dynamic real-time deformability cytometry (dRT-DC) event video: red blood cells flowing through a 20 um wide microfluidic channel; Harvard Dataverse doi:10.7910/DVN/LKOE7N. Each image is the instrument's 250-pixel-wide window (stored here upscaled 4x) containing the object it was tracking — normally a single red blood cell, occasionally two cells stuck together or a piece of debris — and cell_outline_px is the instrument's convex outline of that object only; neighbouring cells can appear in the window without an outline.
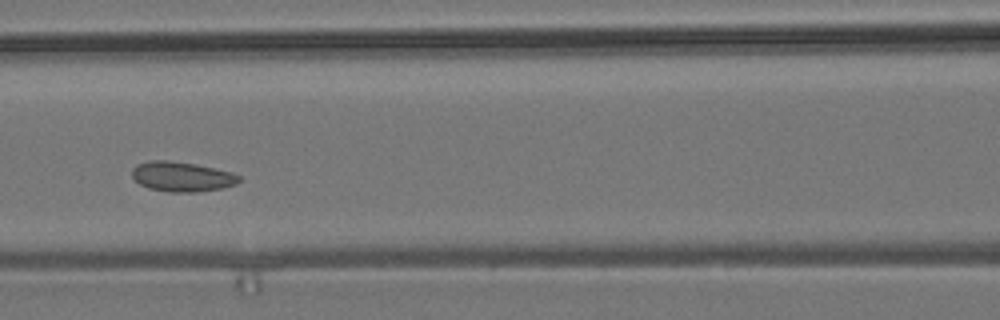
{"species": "common noctule bat (a hibernating species)", "species_latin": "Nyctalus noctula", "temperature_condition": "room temperature", "stored_images_in_passage": 7, "camera_frame_rate_fps": 3000, "um_per_image_px": 0.085, "animal": {"sex": "male", "body_mass_g": 19.2, "forearm_length_mm": 51.8}, "frame": {"image": 1, "passage_image": 5, "time_ms": 4.667, "image_size_px": [1000, 320], "cell_outline_px": [[240, 180], [236, 184], [224, 188], [196, 192], [168, 192], [148, 188], [140, 184], [132, 176], [132, 168], [136, 164], [152, 160], [168, 160], [192, 164], [232, 172], [240, 176]], "centroid_in_image_um": [15.45, 15.02], "position_along_channel_um": 151.2, "area_um2": 18.55}}
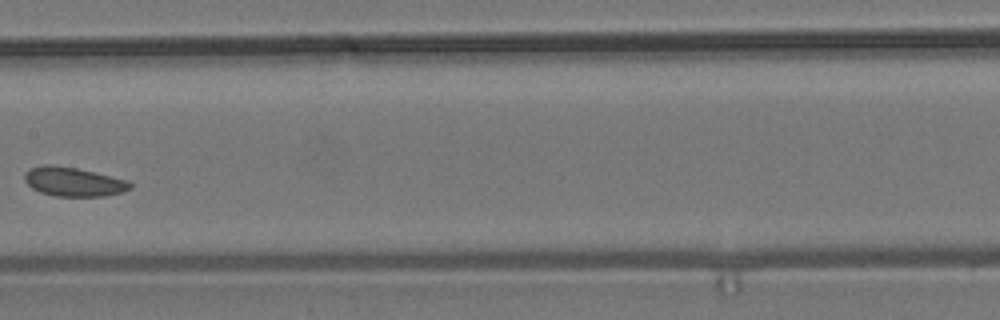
{"frame": {"image": 2, "passage_image": 6, "time_ms": 6.0, "image_size_px": [1000, 320], "cell_outline_px": [[132, 188], [120, 192], [104, 196], [56, 196], [40, 192], [32, 188], [24, 180], [24, 172], [28, 168], [44, 164], [52, 164], [76, 168], [128, 180], [132, 184]], "centroid_in_image_um": [6.2, 15.44], "position_along_channel_um": 201.2, "area_um2": 17.92}}
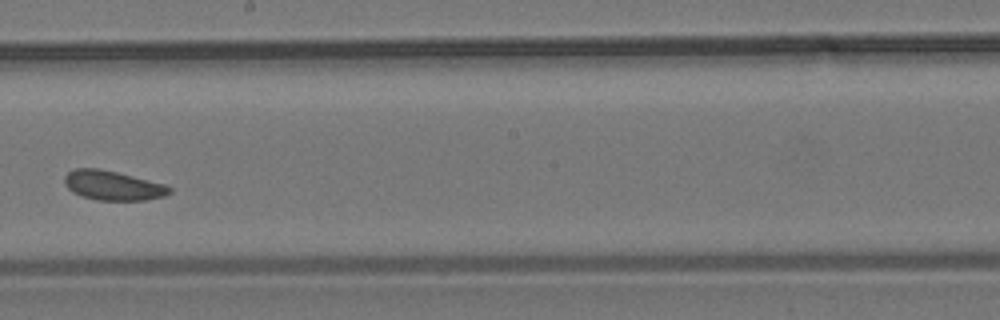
{"frame": {"image": 3, "passage_image": 7, "time_ms": 7.0, "image_size_px": [1000, 320], "cell_outline_px": [[172, 192], [164, 196], [144, 200], [96, 200], [72, 192], [64, 184], [64, 176], [68, 172], [76, 168], [96, 168], [116, 172], [164, 184], [172, 188]], "centroid_in_image_um": [9.58, 15.77], "position_along_channel_um": 238.6, "area_um2": 17.86}}